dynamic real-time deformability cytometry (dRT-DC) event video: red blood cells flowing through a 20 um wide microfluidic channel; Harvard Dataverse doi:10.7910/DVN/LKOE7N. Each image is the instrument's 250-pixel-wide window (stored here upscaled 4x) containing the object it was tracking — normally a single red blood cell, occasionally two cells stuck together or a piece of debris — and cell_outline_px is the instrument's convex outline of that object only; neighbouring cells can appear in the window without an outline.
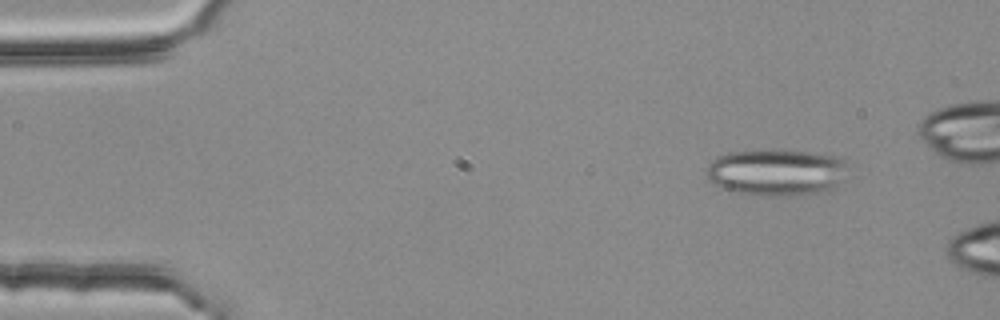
{"species": "common noctule bat (a hibernating species)", "species_latin": "Nyctalus noctula", "temperature_condition": "room temperature", "stored_images_in_passage": 4, "camera_frame_rate_fps": 3000, "um_per_image_px": 0.085, "animal": {"sex": "female", "body_mass_g": 25.1}, "frame": {"image": 1, "passage_image": 2, "time_ms": 0.333, "image_size_px": [1000, 320], "cell_outline_px": [[844, 164], [836, 184], [828, 192], [760, 196], [736, 192], [724, 188], [708, 180], [708, 164], [716, 156], [728, 152], [772, 148], [808, 152], [836, 156], [844, 160]], "centroid_in_image_um": [65.9, 14.61], "position_along_channel_um": 19.1, "area_um2": 38.03}}